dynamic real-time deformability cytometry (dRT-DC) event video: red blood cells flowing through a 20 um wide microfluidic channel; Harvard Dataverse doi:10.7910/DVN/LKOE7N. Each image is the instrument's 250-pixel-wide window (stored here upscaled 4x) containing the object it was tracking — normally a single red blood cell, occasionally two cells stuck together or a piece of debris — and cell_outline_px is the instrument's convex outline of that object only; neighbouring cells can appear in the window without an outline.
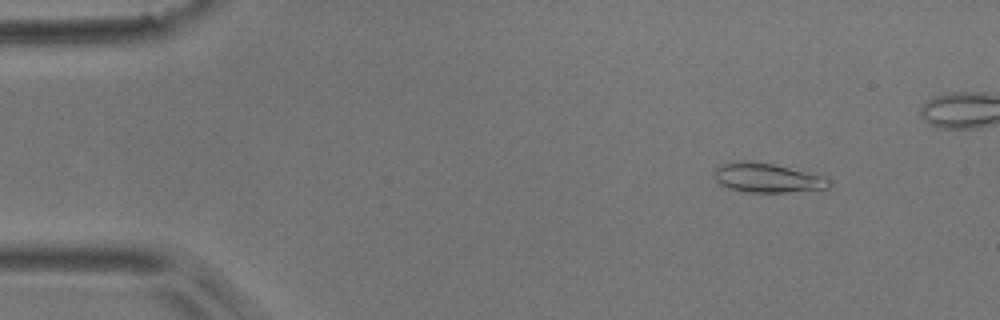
{"species": "common noctule bat (a hibernating species)", "species_latin": "Nyctalus noctula", "temperature_condition": "room temperature", "stored_images_in_passage": 4, "camera_frame_rate_fps": 3000, "um_per_image_px": 0.085, "animal": {"sex": "male", "body_mass_g": 17.9}, "frame": {"image": 1, "passage_image": 2, "time_ms": 1.0, "image_size_px": [1000, 320], "cell_outline_px": [[832, 184], [828, 188], [788, 192], [744, 192], [728, 188], [720, 184], [712, 176], [712, 172], [720, 164], [772, 164], [828, 176], [832, 180]], "centroid_in_image_um": [65.31, 15.17], "position_along_channel_um": 19.7, "area_um2": 19.19}}